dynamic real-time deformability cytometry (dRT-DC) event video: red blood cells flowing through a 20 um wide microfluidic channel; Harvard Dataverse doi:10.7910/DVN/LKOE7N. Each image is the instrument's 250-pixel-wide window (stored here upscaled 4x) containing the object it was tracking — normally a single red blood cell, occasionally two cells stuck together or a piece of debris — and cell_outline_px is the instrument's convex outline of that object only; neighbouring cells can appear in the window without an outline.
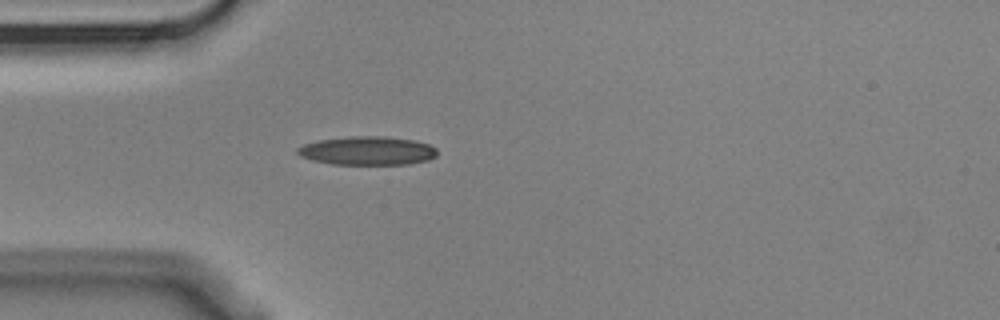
{"species": "Egyptian fruit bat (a non-hibernating species)", "species_latin": "Rousettus aegyptiacus", "temperature_condition": "cold", "stored_images_in_passage": 3, "camera_frame_rate_fps": 3000, "um_per_image_px": 0.085, "animal": {"sex": "male"}, "frame": {"image": 1, "passage_image": 3, "time_ms": 0.667, "image_size_px": [1000, 320], "cell_outline_px": [[436, 156], [428, 160], [408, 164], [332, 164], [312, 160], [300, 156], [296, 152], [296, 148], [304, 144], [320, 140], [348, 136], [388, 136], [416, 140], [428, 144], [436, 148]], "centroid_in_image_um": [31.23, 12.8], "position_along_channel_um": 53.8, "area_um2": 23.41}}